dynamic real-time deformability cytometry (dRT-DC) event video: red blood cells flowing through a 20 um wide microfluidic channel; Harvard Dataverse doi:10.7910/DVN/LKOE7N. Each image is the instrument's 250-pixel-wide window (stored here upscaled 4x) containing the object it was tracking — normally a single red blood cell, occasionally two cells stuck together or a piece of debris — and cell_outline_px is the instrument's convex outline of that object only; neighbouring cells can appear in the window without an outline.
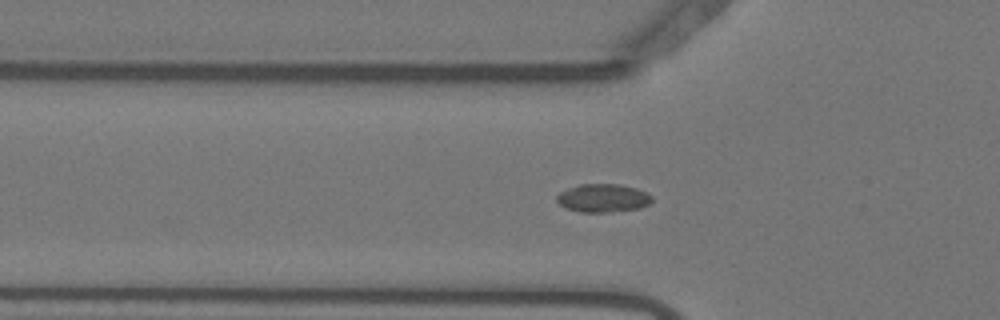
{"species": "Egyptian fruit bat (a non-hibernating species)", "species_latin": "Rousettus aegyptiacus", "temperature_condition": "warm", "stored_images_in_passage": 23, "camera_frame_rate_fps": 3000, "um_per_image_px": 0.085, "animal": {"sex": "female"}, "frame": {"image": 1, "passage_image": 7, "time_ms": 2.0, "image_size_px": [1000, 320], "cell_outline_px": [[652, 200], [648, 204], [640, 208], [608, 212], [580, 212], [564, 208], [556, 200], [556, 196], [560, 192], [568, 188], [580, 184], [620, 184], [636, 188], [648, 192], [652, 196]], "centroid_in_image_um": [51.25, 16.83], "position_along_channel_um": 74.6, "area_um2": 15.78}}
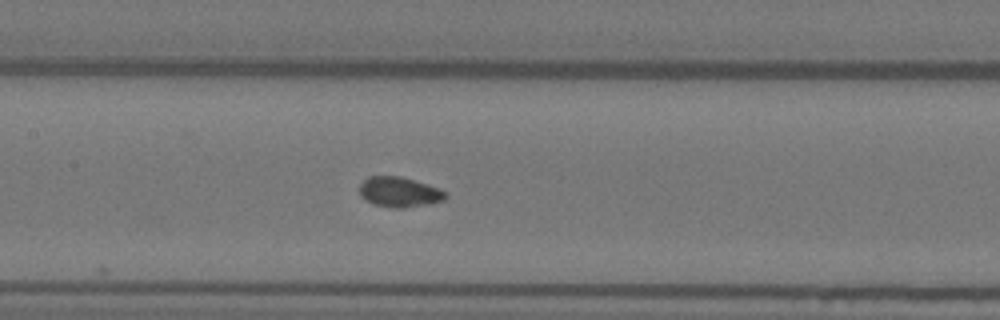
{"frame": {"image": 2, "passage_image": 15, "time_ms": 4.667, "image_size_px": [1000, 320], "cell_outline_px": [[448, 196], [444, 200], [428, 204], [404, 208], [392, 208], [376, 204], [364, 200], [360, 196], [360, 184], [368, 176], [400, 176], [440, 188], [448, 192]], "centroid_in_image_um": [33.96, 16.32], "position_along_channel_um": 173.4, "area_um2": 15.2}}
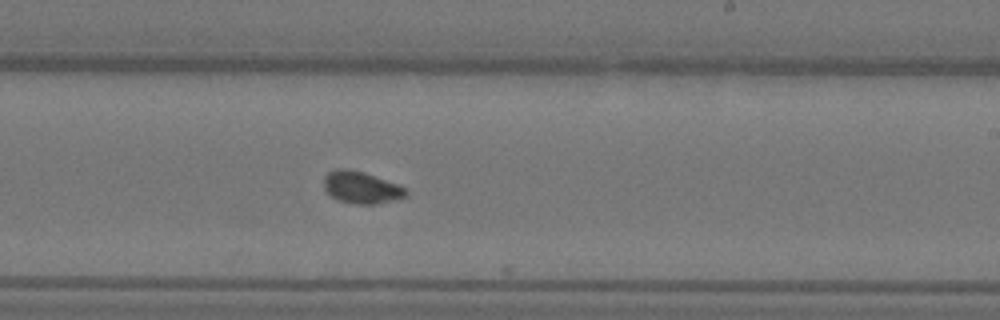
{"frame": {"image": 3, "passage_image": 22, "time_ms": 7.0, "image_size_px": [1000, 320], "cell_outline_px": [[408, 196], [376, 204], [352, 204], [336, 200], [324, 188], [324, 176], [328, 172], [336, 168], [348, 168], [364, 172], [408, 188]], "centroid_in_image_um": [30.71, 15.93], "position_along_channel_um": 258.3, "area_um2": 15.49}}